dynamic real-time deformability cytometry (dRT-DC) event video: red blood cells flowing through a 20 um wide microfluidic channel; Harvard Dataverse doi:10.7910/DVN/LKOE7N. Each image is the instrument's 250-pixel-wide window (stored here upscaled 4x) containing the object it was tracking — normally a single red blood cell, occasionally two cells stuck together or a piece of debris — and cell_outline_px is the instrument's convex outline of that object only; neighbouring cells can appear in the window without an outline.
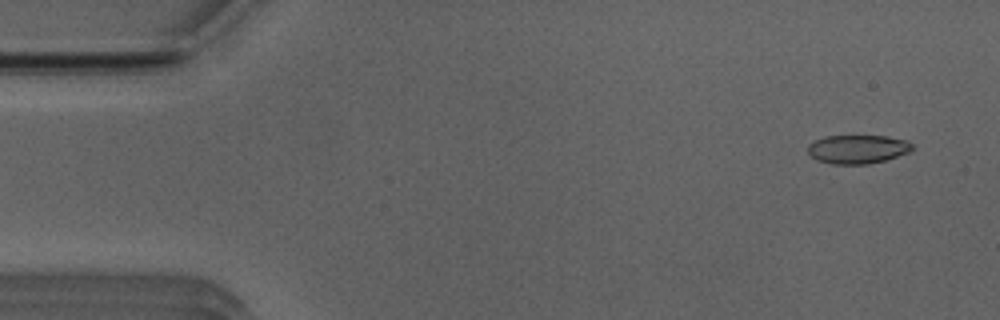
{"species": "Egyptian fruit bat (a non-hibernating species)", "species_latin": "Rousettus aegyptiacus", "temperature_condition": "room temperature", "stored_images_in_passage": 23, "camera_frame_rate_fps": 3000, "um_per_image_px": 0.085, "animal": {"sex": "male"}, "frame": {"image": 1, "passage_image": 3, "time_ms": 0.667, "image_size_px": [1000, 320], "cell_outline_px": [[912, 152], [884, 160], [868, 164], [832, 164], [816, 160], [808, 152], [808, 144], [824, 136], [888, 136], [908, 140], [912, 144]], "centroid_in_image_um": [72.92, 12.68], "position_along_channel_um": 12.1, "area_um2": 17.57}}
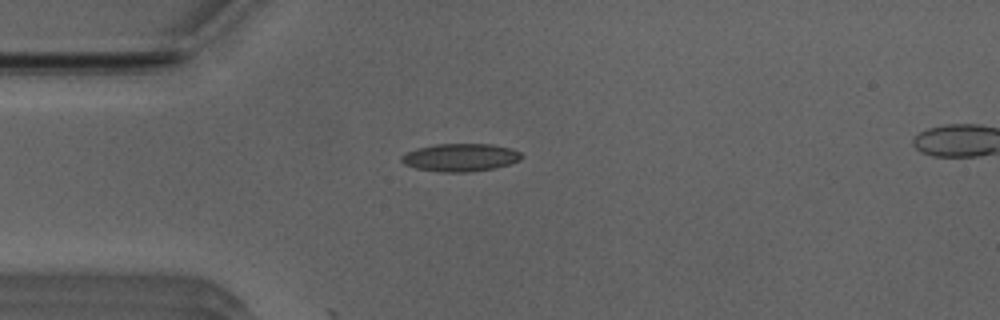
{"frame": {"image": 2, "passage_image": 13, "time_ms": 4.0, "image_size_px": [1000, 320], "cell_outline_px": [[524, 156], [520, 160], [496, 168], [468, 172], [444, 172], [416, 168], [404, 164], [400, 160], [400, 156], [416, 148], [436, 144], [492, 144], [512, 148], [520, 152]], "centroid_in_image_um": [39.15, 13.38], "position_along_channel_um": 45.8, "area_um2": 19.54}}